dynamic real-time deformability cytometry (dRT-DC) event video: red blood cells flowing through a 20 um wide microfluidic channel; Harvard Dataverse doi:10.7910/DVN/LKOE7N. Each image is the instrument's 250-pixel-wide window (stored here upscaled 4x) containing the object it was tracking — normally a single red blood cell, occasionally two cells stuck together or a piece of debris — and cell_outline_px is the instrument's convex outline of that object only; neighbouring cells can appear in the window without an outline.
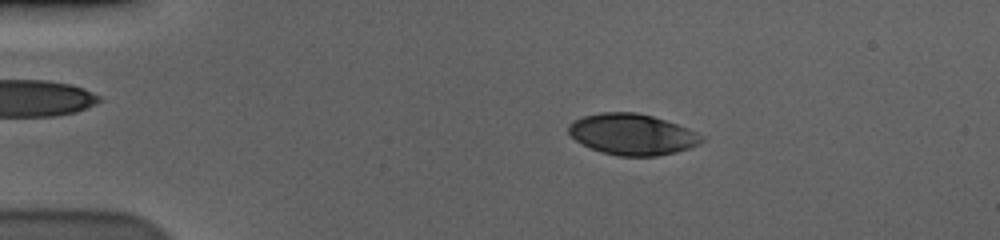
{"species": "human", "species_latin": "Homo sapiens", "temperature_condition": "cold", "stored_images_in_passage": 57, "camera_frame_rate_fps": 3000, "um_per_image_px": 0.085, "donor": {"sex": "male"}, "frame": {"image": 1, "passage_image": 11, "time_ms": 3.333, "image_size_px": [1000, 240], "cell_outline_px": [[704, 140], [688, 148], [676, 152], [656, 156], [620, 156], [600, 152], [576, 140], [568, 132], [568, 124], [572, 120], [584, 116], [600, 112], [636, 112], [652, 116], [688, 128], [704, 136]], "centroid_in_image_um": [53.72, 11.41], "position_along_channel_um": 31.3, "area_um2": 31.67}}
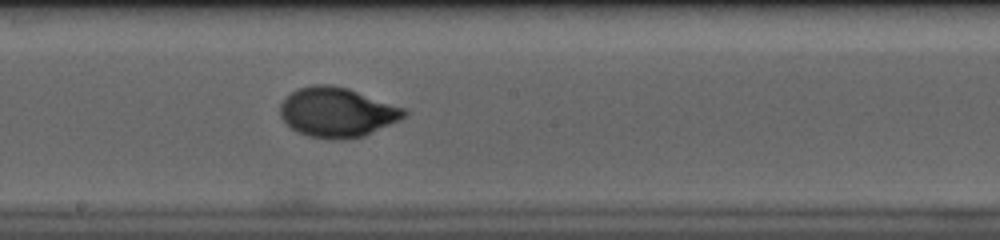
{"frame": {"image": 2, "passage_image": 32, "time_ms": 10.333, "image_size_px": [1000, 240], "cell_outline_px": [[408, 112], [404, 116], [364, 136], [336, 140], [308, 136], [296, 132], [280, 116], [280, 104], [292, 92], [300, 88], [316, 84], [332, 84], [348, 88], [404, 108]], "centroid_in_image_um": [28.61, 9.54], "position_along_channel_um": 219.6, "area_um2": 35.37}}
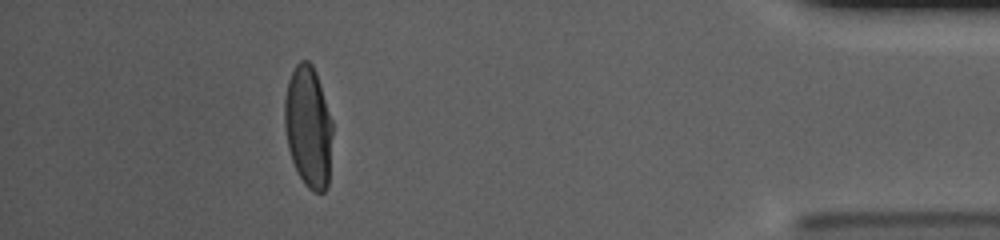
{"frame": {"image": 3, "passage_image": 52, "time_ms": 17.0, "image_size_px": [1000, 240], "cell_outline_px": [[332, 132], [328, 188], [324, 192], [316, 192], [308, 188], [304, 184], [296, 172], [288, 148], [284, 124], [284, 100], [288, 80], [296, 64], [300, 60], [308, 60], [312, 64], [316, 72], [332, 120]], "centroid_in_image_um": [26.2, 10.79], "position_along_channel_um": 409.0, "area_um2": 34.16}, "authors_computed_cell_mechanics": {"area_um2": 34.1598, "velocity_mm_per_s": 3.5897, "shape_relaxation_time_tau1_ms": 3.5459, "shape_relaxation_time_tau2_ms": null, "deformation_change_tau1": 0.1983, "deformation_change_tau2": null}}